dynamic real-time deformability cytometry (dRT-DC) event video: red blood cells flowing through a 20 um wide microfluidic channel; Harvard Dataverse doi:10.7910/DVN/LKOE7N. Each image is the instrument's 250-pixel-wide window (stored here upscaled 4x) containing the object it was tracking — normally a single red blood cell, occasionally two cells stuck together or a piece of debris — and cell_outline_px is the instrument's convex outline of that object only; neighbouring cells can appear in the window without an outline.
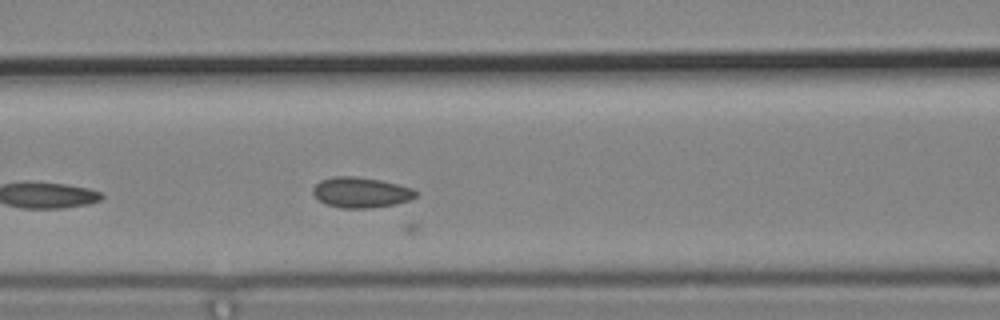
{"species": "common noctule bat (a hibernating species)", "species_latin": "Nyctalus noctula", "temperature_condition": "cold", "stored_images_in_passage": 7, "camera_frame_rate_fps": 3000, "um_per_image_px": 0.085, "animal": {"sex": "male", "body_mass_g": 19.2, "forearm_length_mm": 51.8}, "frame": {"image": 1, "passage_image": 7, "time_ms": 2.0, "image_size_px": [1000, 320], "cell_outline_px": [[416, 196], [408, 200], [392, 204], [372, 208], [340, 208], [324, 204], [312, 192], [312, 188], [320, 180], [332, 176], [356, 176], [380, 180], [412, 188], [416, 192]], "centroid_in_image_um": [30.62, 16.35], "position_along_channel_um": 136.0, "area_um2": 18.15}}